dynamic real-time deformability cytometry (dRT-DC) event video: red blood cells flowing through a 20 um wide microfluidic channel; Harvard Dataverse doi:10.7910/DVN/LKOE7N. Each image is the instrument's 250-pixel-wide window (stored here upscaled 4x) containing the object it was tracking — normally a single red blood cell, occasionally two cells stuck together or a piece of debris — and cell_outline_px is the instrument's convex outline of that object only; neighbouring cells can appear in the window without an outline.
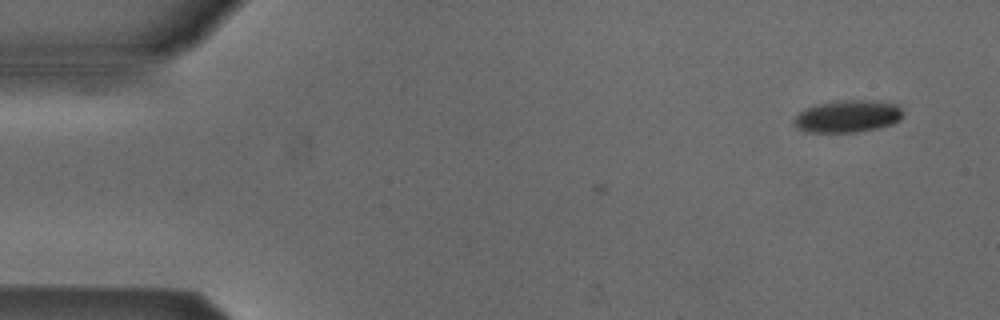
{"species": "Egyptian fruit bat (a non-hibernating species)", "species_latin": "Rousettus aegyptiacus", "temperature_condition": "cold", "stored_images_in_passage": 3, "camera_frame_rate_fps": 3000, "um_per_image_px": 0.085, "animal": {"sex": "male"}, "frame": {"image": 1, "passage_image": 1, "time_ms": 0.0, "image_size_px": [1000, 320], "cell_outline_px": [[904, 116], [900, 120], [892, 124], [876, 128], [856, 132], [804, 132], [796, 128], [792, 124], [792, 120], [804, 108], [816, 104], [836, 100], [864, 100], [900, 104], [904, 112]], "centroid_in_image_um": [72.04, 9.88], "position_along_channel_um": 13.0, "area_um2": 20.87}}